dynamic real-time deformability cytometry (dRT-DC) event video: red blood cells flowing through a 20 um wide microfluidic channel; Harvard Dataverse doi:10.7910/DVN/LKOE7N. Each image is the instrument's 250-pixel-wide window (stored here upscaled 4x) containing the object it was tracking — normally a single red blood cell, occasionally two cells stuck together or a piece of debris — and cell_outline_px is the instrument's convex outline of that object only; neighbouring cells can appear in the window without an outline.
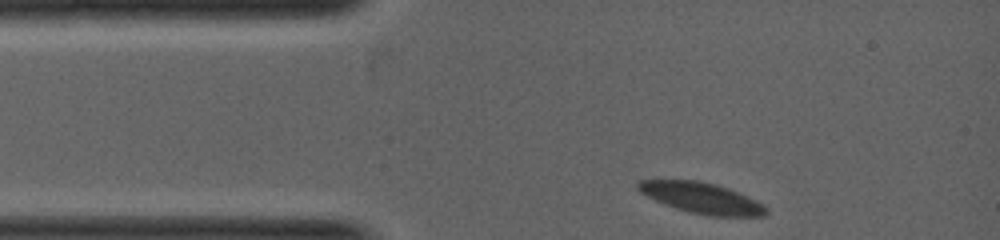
{"species": "common noctule bat (a hibernating species)", "species_latin": "Nyctalus noctula", "temperature_condition": "warm", "stored_images_in_passage": 30, "camera_frame_rate_fps": 5000, "um_per_image_px": 0.085, "animal": {"sex": "female", "body_mass_g": 19.0, "forearm_length_mm": 53.3}, "frame": {"image": 1, "passage_image": 1, "time_ms": 0.0, "image_size_px": [1000, 240], "cell_outline_px": [[768, 212], [764, 216], [708, 216], [688, 212], [664, 204], [640, 192], [636, 188], [636, 184], [640, 180], [696, 180], [716, 184], [728, 188], [768, 208]], "centroid_in_image_um": [59.59, 16.83], "position_along_channel_um": 25.4, "area_um2": 22.66}}
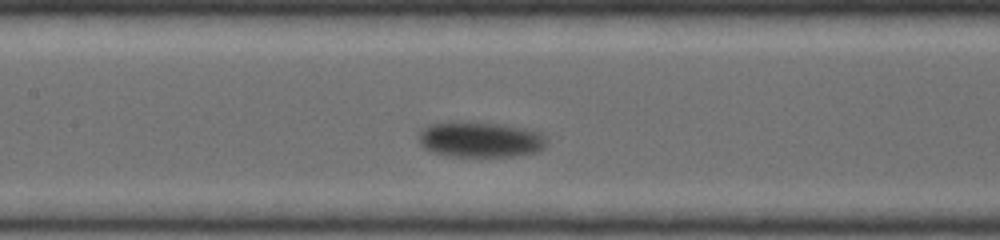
{"frame": {"image": 2, "passage_image": 14, "time_ms": 2.4, "image_size_px": [1000, 240], "cell_outline_px": [[548, 140], [544, 148], [536, 152], [512, 156], [444, 156], [432, 152], [424, 148], [420, 140], [420, 132], [424, 128], [432, 124], [452, 120], [472, 120], [500, 124], [524, 128], [540, 132]], "centroid_in_image_um": [40.82, 11.83], "position_along_channel_um": 166.6, "area_um2": 26.93}}
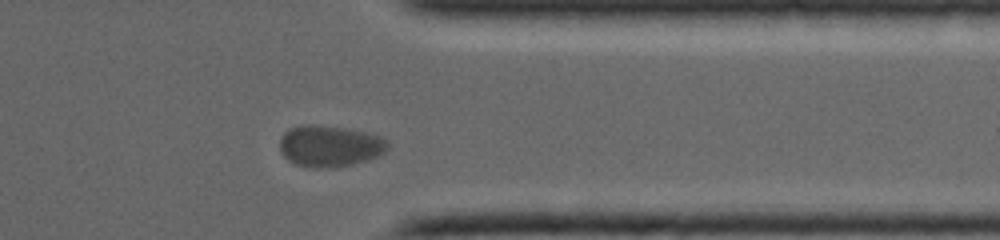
{"frame": {"image": 3, "passage_image": 26, "time_ms": 5.4, "image_size_px": [1000, 240], "cell_outline_px": [[388, 148], [380, 156], [372, 160], [336, 168], [312, 168], [296, 164], [288, 160], [280, 152], [280, 140], [284, 132], [288, 128], [308, 124], [312, 124], [344, 128], [364, 132], [380, 136], [388, 140]], "centroid_in_image_um": [28.05, 12.43], "position_along_channel_um": 383.4, "area_um2": 26.41}}